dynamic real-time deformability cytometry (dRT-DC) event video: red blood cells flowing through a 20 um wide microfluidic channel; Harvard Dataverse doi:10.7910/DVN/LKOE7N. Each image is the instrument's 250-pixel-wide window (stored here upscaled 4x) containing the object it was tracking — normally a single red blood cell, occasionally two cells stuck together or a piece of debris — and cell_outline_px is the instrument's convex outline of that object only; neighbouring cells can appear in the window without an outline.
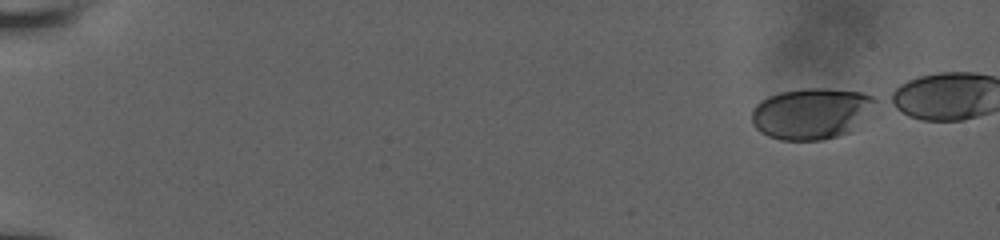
{"species": "human", "species_latin": "Homo sapiens", "temperature_condition": "room temperature", "stored_images_in_passage": 17, "segment_of_instrument_passage": [1, 2], "camera_frame_rate_fps": 3000, "um_per_image_px": 0.085, "donor": {"sex": "male"}, "frame": {"image": 1, "passage_image": 1, "time_ms": 0.0, "image_size_px": [1000, 240], "cell_outline_px": [[876, 100], [848, 132], [824, 140], [780, 140], [768, 136], [760, 132], [752, 124], [752, 108], [760, 100], [768, 96], [780, 92], [808, 88], [828, 88], [860, 92], [872, 96]], "centroid_in_image_um": [68.84, 9.64], "position_along_channel_um": 16.2, "area_um2": 36.13}}
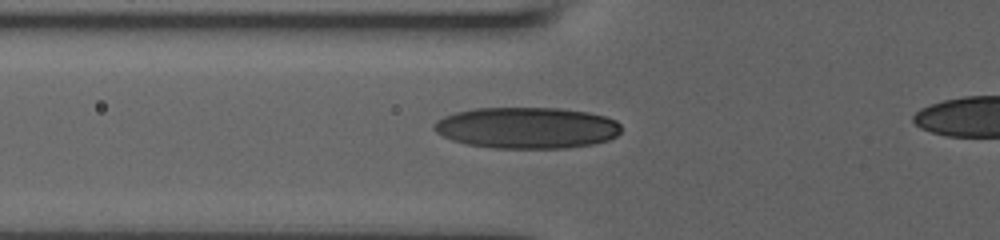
{"frame": {"image": 2, "passage_image": 15, "time_ms": 6.0, "image_size_px": [1000, 240], "cell_outline_px": [[620, 132], [616, 136], [608, 140], [592, 144], [568, 148], [496, 148], [468, 144], [452, 140], [436, 132], [432, 128], [436, 120], [444, 116], [456, 112], [476, 108], [560, 108], [588, 112], [604, 116], [616, 120], [620, 124]], "centroid_in_image_um": [44.78, 10.86], "position_along_channel_um": 81.0, "area_um2": 45.08}}